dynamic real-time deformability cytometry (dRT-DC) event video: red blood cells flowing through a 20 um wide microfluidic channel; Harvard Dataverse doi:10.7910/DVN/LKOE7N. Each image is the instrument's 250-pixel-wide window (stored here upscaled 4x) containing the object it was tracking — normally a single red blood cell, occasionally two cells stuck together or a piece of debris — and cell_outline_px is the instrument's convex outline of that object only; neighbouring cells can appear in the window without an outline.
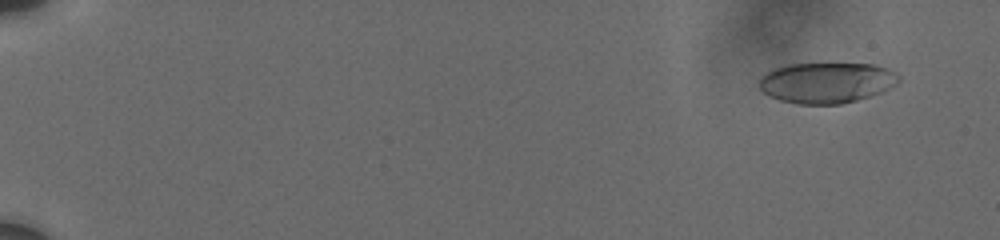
{"species": "human", "species_latin": "Homo sapiens", "temperature_condition": "cold", "stored_images_in_passage": 35, "camera_frame_rate_fps": 3000, "um_per_image_px": 0.085, "donor": {"sex": "male"}, "frame": {"image": 1, "passage_image": 2, "time_ms": 1.0, "image_size_px": [1000, 240], "cell_outline_px": [[900, 80], [896, 84], [884, 92], [856, 100], [840, 104], [796, 104], [780, 100], [768, 96], [760, 88], [760, 80], [772, 68], [788, 64], [872, 64], [884, 68], [900, 76]], "centroid_in_image_um": [70.26, 7.04], "position_along_channel_um": 14.7, "area_um2": 32.95}}
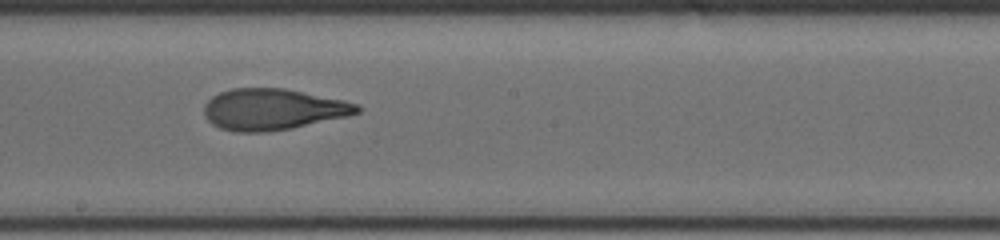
{"frame": {"image": 2, "passage_image": 18, "time_ms": 11.333, "image_size_px": [1000, 240], "cell_outline_px": [[364, 108], [360, 112], [348, 116], [288, 128], [264, 132], [236, 132], [220, 128], [212, 124], [208, 120], [204, 112], [204, 104], [212, 96], [220, 92], [232, 88], [284, 88], [344, 100], [360, 104]], "centroid_in_image_um": [23.2, 9.28], "position_along_channel_um": 225.0, "area_um2": 36.7}}
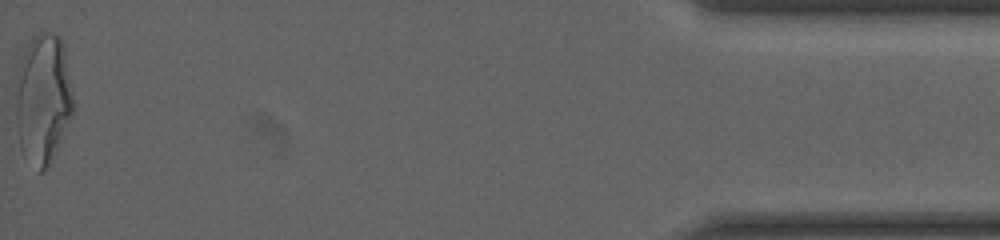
{"frame": {"image": 3, "passage_image": 35, "time_ms": 19.0, "image_size_px": [1000, 240], "cell_outline_px": [[76, 108], [60, 140], [44, 168], [40, 172], [20, 148], [16, 124], [16, 100], [20, 60], [32, 36], [44, 32], [48, 32], [60, 36], [64, 48]], "centroid_in_image_um": [3.68, 8.32], "position_along_channel_um": 431.5, "area_um2": 42.83}, "authors_computed_cell_mechanics": {"area_um2": 36.3562, "velocity_mm_per_s": 3.7321, "shape_relaxation_time_tau1_ms": 7.5201, "shape_relaxation_time_tau2_ms": 1.6195, "deformation_change_tau1": 0.2554, "deformation_change_tau2": 0.1039}}